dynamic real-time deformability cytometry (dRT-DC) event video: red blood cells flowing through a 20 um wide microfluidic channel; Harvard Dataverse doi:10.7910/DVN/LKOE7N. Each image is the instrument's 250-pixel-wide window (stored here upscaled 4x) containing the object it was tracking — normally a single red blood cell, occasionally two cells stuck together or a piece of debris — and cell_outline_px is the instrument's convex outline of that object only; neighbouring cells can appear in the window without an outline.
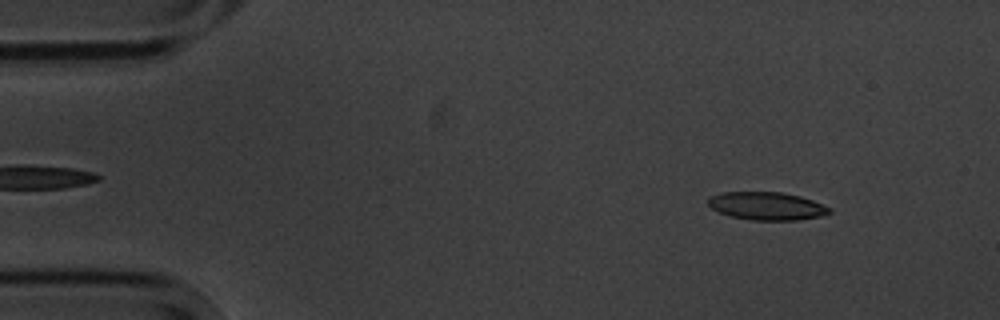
{"species": "common noctule bat (a hibernating species)", "species_latin": "Nyctalus noctula", "temperature_condition": "cold", "stored_images_in_passage": 4, "segment_of_instrument_passage": [1, 2], "camera_frame_rate_fps": 3000, "um_per_image_px": 0.085, "animal": {"sex": "male", "body_mass_g": 20.1, "forearm_length_mm": 53.5}, "frame": {"image": 1, "passage_image": 1, "time_ms": 0.0, "image_size_px": [1000, 320], "cell_outline_px": [[832, 212], [820, 216], [800, 220], [752, 220], [728, 216], [712, 208], [708, 204], [708, 200], [712, 196], [720, 192], [784, 192], [800, 196], [812, 200], [832, 208]], "centroid_in_image_um": [65.2, 17.51], "position_along_channel_um": 19.8, "area_um2": 19.83}}